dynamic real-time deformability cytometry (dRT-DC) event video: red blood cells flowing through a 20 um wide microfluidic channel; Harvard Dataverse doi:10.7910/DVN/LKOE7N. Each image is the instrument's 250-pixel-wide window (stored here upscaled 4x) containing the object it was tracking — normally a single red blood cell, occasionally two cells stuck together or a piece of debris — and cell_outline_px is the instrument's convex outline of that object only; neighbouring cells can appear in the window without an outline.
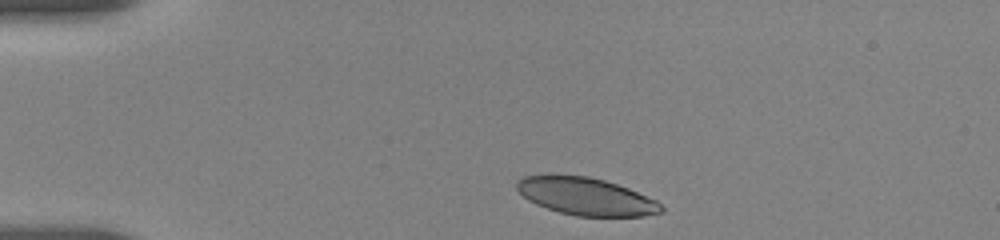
{"species": "human", "species_latin": "Homo sapiens", "temperature_condition": "room temperature", "stored_images_in_passage": 5, "camera_frame_rate_fps": 3000, "um_per_image_px": 0.085, "donor": {"sex": "female"}, "frame": {"image": 1, "passage_image": 1, "time_ms": 0.0, "image_size_px": [1000, 240], "cell_outline_px": [[664, 212], [644, 216], [576, 216], [560, 212], [536, 204], [528, 200], [516, 188], [516, 180], [524, 176], [548, 172], [556, 172], [588, 176], [604, 180], [628, 188], [656, 200], [664, 208]], "centroid_in_image_um": [49.75, 16.65], "position_along_channel_um": 35.3, "area_um2": 32.19}}
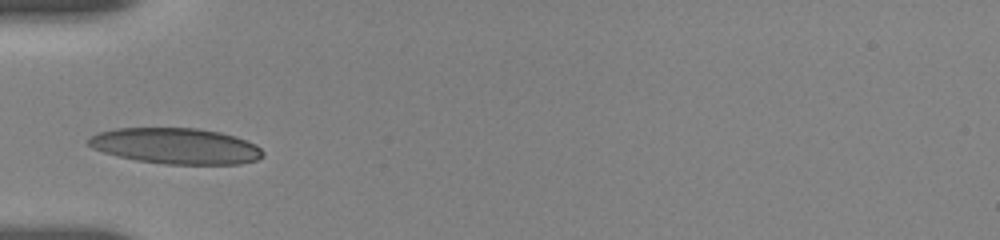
{"frame": {"image": 2, "passage_image": 4, "time_ms": 2.333, "image_size_px": [1000, 240], "cell_outline_px": [[264, 156], [256, 160], [240, 164], [164, 164], [136, 160], [104, 152], [92, 148], [88, 144], [88, 140], [96, 132], [116, 128], [200, 128], [220, 132], [236, 136], [256, 144], [264, 152]], "centroid_in_image_um": [14.97, 12.4], "position_along_channel_um": 70.0, "area_um2": 36.59}}